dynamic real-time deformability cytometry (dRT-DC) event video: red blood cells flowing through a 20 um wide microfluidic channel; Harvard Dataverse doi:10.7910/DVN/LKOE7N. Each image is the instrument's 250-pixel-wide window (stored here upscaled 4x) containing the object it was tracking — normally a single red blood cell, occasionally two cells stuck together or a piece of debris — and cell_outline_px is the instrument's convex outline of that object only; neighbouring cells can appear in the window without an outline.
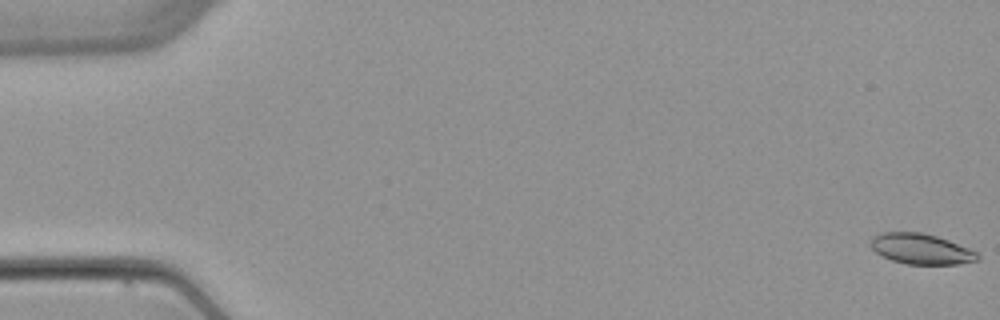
{"species": "common noctule bat (a hibernating species)", "species_latin": "Nyctalus noctula", "temperature_condition": "warm", "stored_images_in_passage": 3, "camera_frame_rate_fps": 3000, "um_per_image_px": 0.085, "animal": {"sex": "female", "body_mass_g": 22.7, "forearm_length_mm": 54.2}, "frame": {"image": 1, "passage_image": 1, "time_ms": 0.0, "image_size_px": [1000, 320], "cell_outline_px": [[980, 260], [956, 264], [908, 264], [892, 260], [876, 252], [868, 244], [872, 236], [880, 232], [920, 232], [936, 236], [948, 240], [968, 248], [976, 252], [980, 256]], "centroid_in_image_um": [78.26, 21.15], "position_along_channel_um": 6.7, "area_um2": 18.96}}